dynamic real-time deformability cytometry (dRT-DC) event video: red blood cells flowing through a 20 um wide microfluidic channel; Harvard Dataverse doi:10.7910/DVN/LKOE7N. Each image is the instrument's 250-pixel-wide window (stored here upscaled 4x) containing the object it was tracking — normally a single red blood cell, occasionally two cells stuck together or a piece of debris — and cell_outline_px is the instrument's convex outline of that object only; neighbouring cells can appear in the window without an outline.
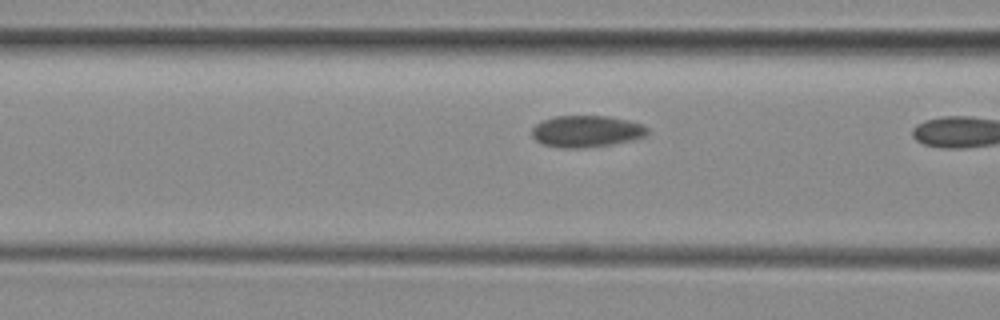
{"species": "common noctule bat (a hibernating species)", "species_latin": "Nyctalus noctula", "temperature_condition": "room temperature", "stored_images_in_passage": 5, "camera_frame_rate_fps": 3000, "um_per_image_px": 0.085, "animal": {"sex": "female", "body_mass_g": 29.2, "forearm_length_mm": 56.3}, "frame": {"image": 1, "passage_image": 4, "time_ms": 4.333, "image_size_px": [1000, 320], "cell_outline_px": [[648, 136], [632, 140], [612, 144], [584, 148], [560, 148], [544, 144], [536, 140], [532, 136], [532, 128], [536, 124], [544, 120], [556, 116], [608, 116], [628, 120], [644, 124], [648, 128]], "centroid_in_image_um": [49.89, 11.16], "position_along_channel_um": 116.7, "area_um2": 21.44}}